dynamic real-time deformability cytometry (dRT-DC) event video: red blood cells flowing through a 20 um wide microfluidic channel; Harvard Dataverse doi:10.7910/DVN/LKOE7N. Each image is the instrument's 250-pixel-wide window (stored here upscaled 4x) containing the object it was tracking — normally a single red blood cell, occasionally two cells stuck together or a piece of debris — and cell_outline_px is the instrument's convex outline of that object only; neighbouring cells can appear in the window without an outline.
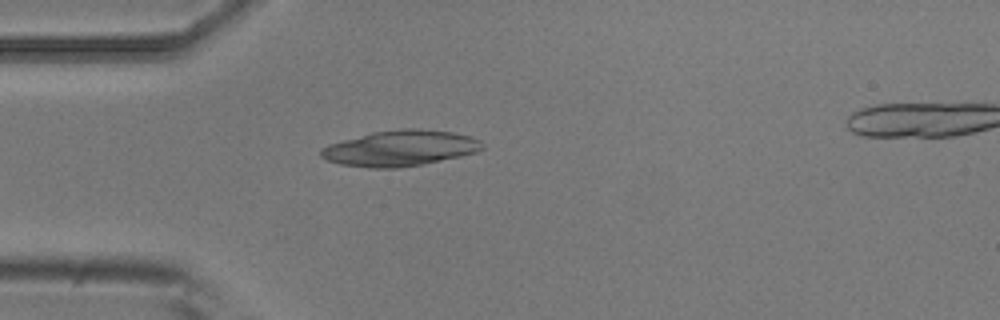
{"species": "common noctule bat (a hibernating species)", "species_latin": "Nyctalus noctula", "temperature_condition": "room temperature", "stored_images_in_passage": 3, "camera_frame_rate_fps": 3000, "um_per_image_px": 0.085, "animal": {"sex": "male", "body_mass_g": 20.5, "forearm_length_mm": 52.5}, "frame": {"image": 1, "passage_image": 2, "time_ms": 0.333, "image_size_px": [1000, 320], "cell_outline_px": [[484, 148], [476, 152], [460, 156], [424, 164], [396, 168], [372, 168], [340, 164], [328, 160], [320, 156], [320, 148], [328, 144], [372, 132], [400, 128], [420, 128], [452, 132], [472, 136], [480, 140]], "centroid_in_image_um": [34.02, 12.59], "position_along_channel_um": 51.0, "area_um2": 33.7}}